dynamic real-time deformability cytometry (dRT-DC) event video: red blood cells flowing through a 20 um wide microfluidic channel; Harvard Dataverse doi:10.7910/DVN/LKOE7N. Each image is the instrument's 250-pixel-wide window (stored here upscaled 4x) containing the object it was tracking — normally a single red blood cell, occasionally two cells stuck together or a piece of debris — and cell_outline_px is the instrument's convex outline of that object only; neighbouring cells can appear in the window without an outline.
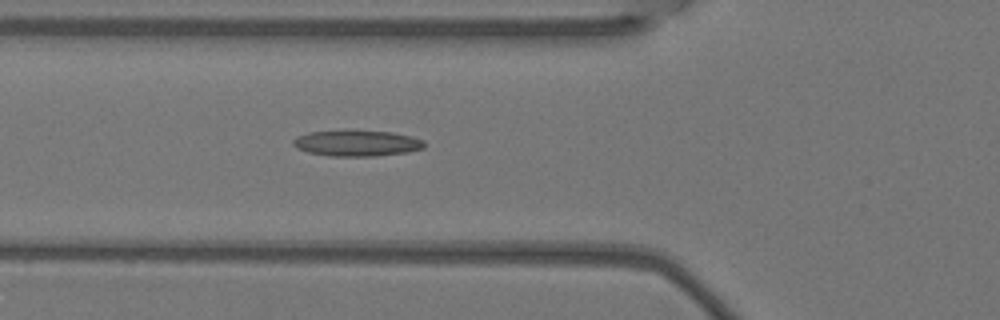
{"species": "Egyptian fruit bat (a non-hibernating species)", "species_latin": "Rousettus aegyptiacus", "temperature_condition": "warm", "stored_images_in_passage": 5, "camera_frame_rate_fps": 3000, "um_per_image_px": 0.085, "animal": {"sex": "female"}, "frame": {"image": 1, "passage_image": 5, "time_ms": 1.333, "image_size_px": [1000, 320], "cell_outline_px": [[424, 148], [408, 152], [376, 156], [328, 156], [308, 152], [296, 148], [292, 144], [292, 140], [296, 136], [308, 132], [344, 128], [392, 132], [412, 136], [424, 140]], "centroid_in_image_um": [30.29, 12.13], "position_along_channel_um": 95.5, "area_um2": 20.69}}